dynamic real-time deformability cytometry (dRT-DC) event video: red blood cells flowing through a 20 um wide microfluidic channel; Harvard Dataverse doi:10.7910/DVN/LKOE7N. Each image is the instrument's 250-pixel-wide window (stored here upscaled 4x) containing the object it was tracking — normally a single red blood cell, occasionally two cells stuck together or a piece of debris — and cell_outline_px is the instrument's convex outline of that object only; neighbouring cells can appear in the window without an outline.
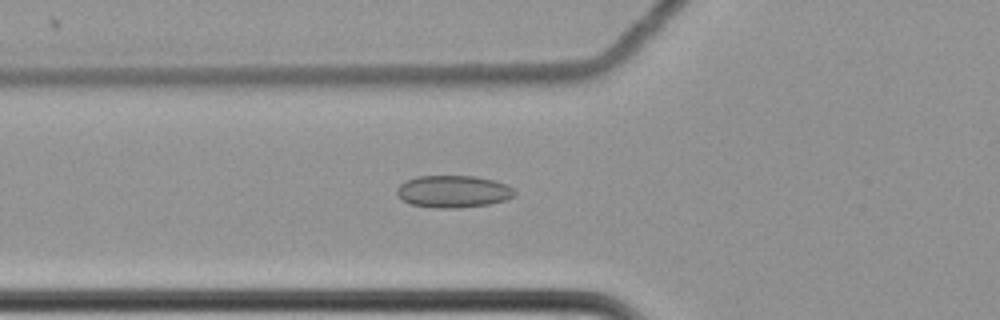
{"species": "common noctule bat (a hibernating species)", "species_latin": "Nyctalus noctula", "temperature_condition": "cold", "stored_images_in_passage": 61, "camera_frame_rate_fps": 3000, "um_per_image_px": 0.085, "animal": {"sex": "female", "body_mass_g": 22.7, "forearm_length_mm": 54.2}, "frame": {"image": 1, "passage_image": 24, "time_ms": 7.667, "image_size_px": [1000, 320], "cell_outline_px": [[516, 192], [508, 200], [488, 204], [456, 208], [432, 208], [412, 204], [400, 200], [396, 196], [396, 188], [400, 184], [416, 176], [476, 176], [496, 180], [512, 188]], "centroid_in_image_um": [38.49, 16.28], "position_along_channel_um": 87.3, "area_um2": 22.25}}
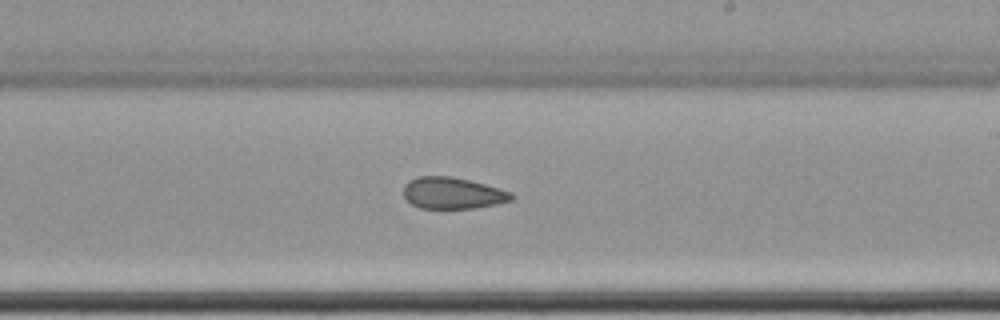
{"frame": {"image": 2, "passage_image": 38, "time_ms": 12.333, "image_size_px": [1000, 320], "cell_outline_px": [[516, 196], [512, 200], [496, 204], [476, 208], [420, 208], [412, 204], [404, 196], [404, 184], [408, 180], [416, 176], [452, 176], [500, 188], [512, 192]], "centroid_in_image_um": [38.48, 16.41], "position_along_channel_um": 250.5, "area_um2": 19.94}}
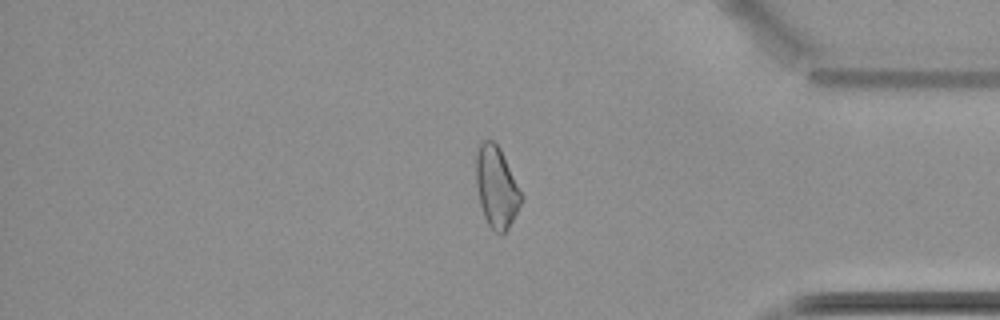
{"frame": {"image": 3, "passage_image": 52, "time_ms": 17.0, "image_size_px": [1000, 320], "cell_outline_px": [[524, 196], [508, 228], [500, 236], [488, 224], [484, 216], [480, 204], [476, 184], [476, 152], [480, 144], [484, 140], [492, 140], [500, 148]], "centroid_in_image_um": [42.2, 15.9], "position_along_channel_um": 393.0, "area_um2": 21.27}, "authors_computed_cell_mechanics": {"area_um2": 22.253, "velocity_mm_per_s": 3.4953, "shape_relaxation_time_tau1_ms": null, "shape_relaxation_time_tau2_ms": 5.5715, "deformation_change_tau1": null, "deformation_change_tau2": 0.1283}}